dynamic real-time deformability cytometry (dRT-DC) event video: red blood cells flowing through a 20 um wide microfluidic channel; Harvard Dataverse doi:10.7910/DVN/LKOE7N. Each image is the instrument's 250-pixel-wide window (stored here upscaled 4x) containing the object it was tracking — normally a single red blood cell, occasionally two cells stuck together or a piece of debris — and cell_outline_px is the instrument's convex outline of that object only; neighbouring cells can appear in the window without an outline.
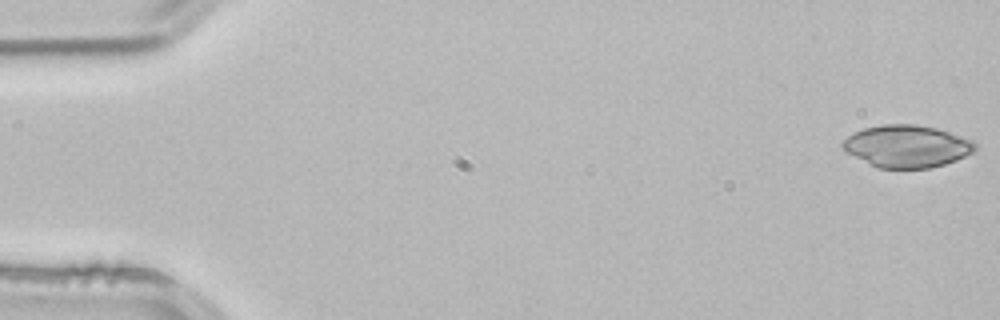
{"species": "common noctule bat (a hibernating species)", "species_latin": "Nyctalus noctula", "temperature_condition": "room temperature", "stored_images_in_passage": 3, "camera_frame_rate_fps": 3000, "um_per_image_px": 0.085, "animal": {"sex": "male", "body_mass_g": 21.5, "forearm_length_mm": 52.0}, "frame": {"image": 1, "passage_image": 1, "time_ms": 0.0, "image_size_px": [1000, 320], "cell_outline_px": [[976, 148], [972, 152], [956, 160], [944, 164], [928, 168], [876, 168], [844, 152], [840, 144], [852, 132], [864, 128], [884, 124], [916, 124], [936, 128], [972, 140], [976, 144]], "centroid_in_image_um": [77.02, 12.43], "position_along_channel_um": 8.0, "area_um2": 32.71}}